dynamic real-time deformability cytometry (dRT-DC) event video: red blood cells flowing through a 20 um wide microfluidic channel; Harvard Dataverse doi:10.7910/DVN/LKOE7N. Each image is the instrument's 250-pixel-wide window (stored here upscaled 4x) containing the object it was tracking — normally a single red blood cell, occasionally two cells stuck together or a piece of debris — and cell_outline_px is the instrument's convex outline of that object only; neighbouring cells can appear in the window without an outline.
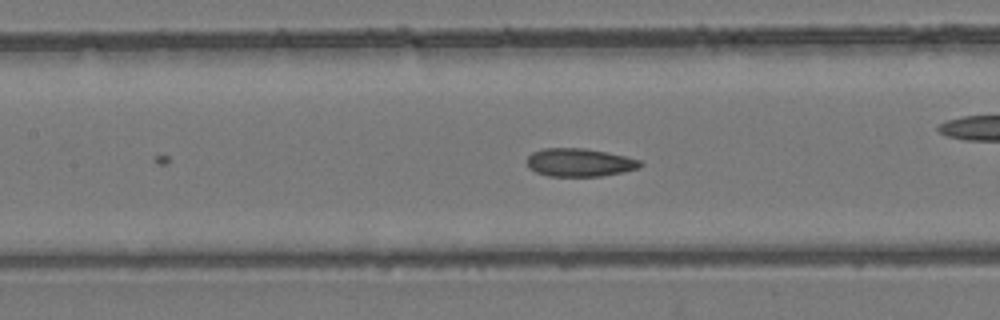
{"species": "common noctule bat (a hibernating species)", "species_latin": "Nyctalus noctula", "temperature_condition": "room temperature", "stored_images_in_passage": 23, "camera_frame_rate_fps": 3000, "um_per_image_px": 0.085, "animal": {"sex": "female", "body_mass_g": 24.6, "forearm_length_mm": 56.2}, "frame": {"image": 1, "passage_image": 23, "time_ms": 7.333, "image_size_px": [1000, 320], "cell_outline_px": [[644, 164], [640, 168], [624, 172], [600, 176], [548, 176], [536, 172], [528, 168], [524, 160], [532, 152], [544, 148], [584, 148], [608, 152], [640, 160]], "centroid_in_image_um": [49.24, 13.81], "position_along_channel_um": 158.2, "area_um2": 18.84}}